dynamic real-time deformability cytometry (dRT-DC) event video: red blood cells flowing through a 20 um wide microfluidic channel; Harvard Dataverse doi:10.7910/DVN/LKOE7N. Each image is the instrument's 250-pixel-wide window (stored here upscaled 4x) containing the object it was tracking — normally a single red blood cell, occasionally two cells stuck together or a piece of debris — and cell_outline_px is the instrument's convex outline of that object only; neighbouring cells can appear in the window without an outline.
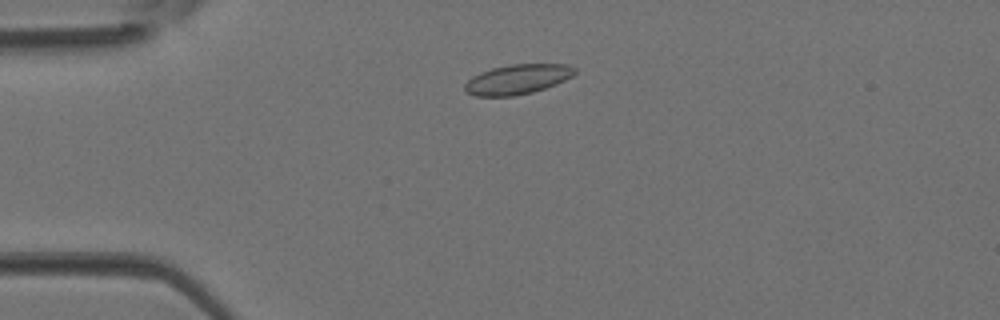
{"species": "Egyptian fruit bat (a non-hibernating species)", "species_latin": "Rousettus aegyptiacus", "temperature_condition": "room temperature", "stored_images_in_passage": 3, "camera_frame_rate_fps": 3000, "um_per_image_px": 0.085, "animal": {"sex": "female"}, "frame": {"image": 1, "passage_image": 2, "time_ms": 0.333, "image_size_px": [1000, 320], "cell_outline_px": [[576, 72], [572, 76], [556, 84], [532, 92], [512, 96], [476, 96], [464, 92], [464, 84], [472, 76], [480, 72], [492, 68], [512, 64], [568, 64], [576, 68]], "centroid_in_image_um": [43.96, 6.74], "position_along_channel_um": 41.0, "area_um2": 19.13}}